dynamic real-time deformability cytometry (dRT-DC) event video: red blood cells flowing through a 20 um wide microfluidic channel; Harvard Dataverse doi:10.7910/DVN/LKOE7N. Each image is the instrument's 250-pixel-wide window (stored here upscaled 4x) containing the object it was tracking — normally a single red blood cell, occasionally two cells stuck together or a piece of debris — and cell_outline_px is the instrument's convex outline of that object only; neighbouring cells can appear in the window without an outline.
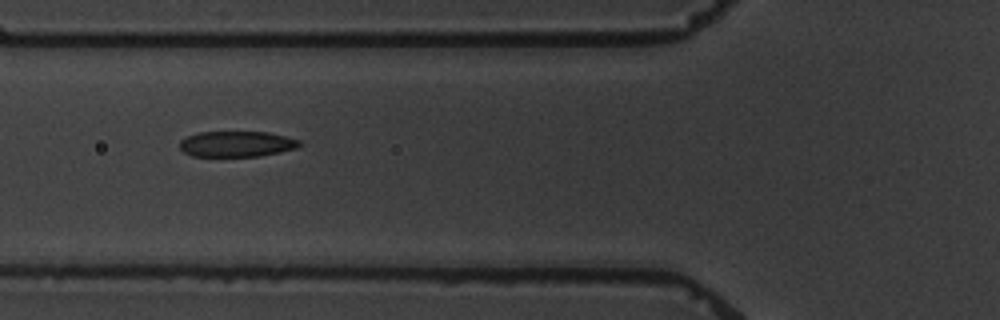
{"species": "common noctule bat (a hibernating species)", "species_latin": "Nyctalus noctula", "temperature_condition": "warm", "stored_images_in_passage": 13, "camera_frame_rate_fps": 3000, "um_per_image_px": 0.085, "animal": {"sex": "male", "body_mass_g": 19.5, "forearm_length_mm": 54.6}, "frame": {"image": 1, "passage_image": 4, "time_ms": 4.333, "image_size_px": [1000, 320], "cell_outline_px": [[300, 144], [296, 148], [280, 152], [260, 156], [192, 156], [184, 152], [180, 148], [180, 140], [196, 132], [268, 132], [300, 140]], "centroid_in_image_um": [20.09, 12.23], "position_along_channel_um": 105.7, "area_um2": 17.86}}
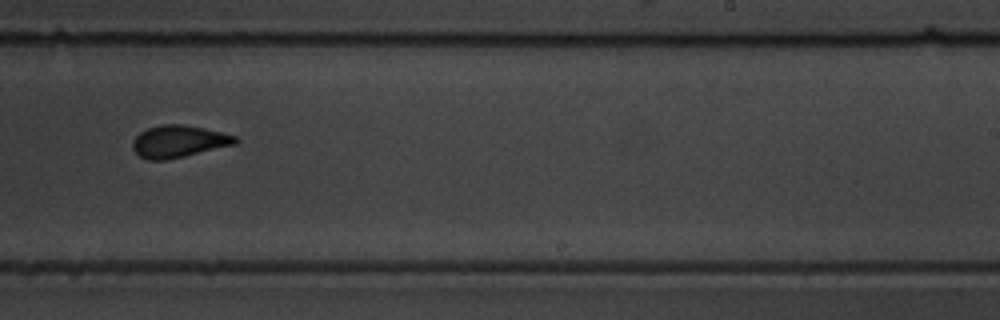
{"frame": {"image": 2, "passage_image": 8, "time_ms": 9.333, "image_size_px": [1000, 320], "cell_outline_px": [[240, 140], [236, 144], [184, 156], [164, 160], [148, 160], [140, 156], [132, 148], [132, 140], [140, 132], [148, 128], [164, 124], [180, 124], [204, 128], [236, 136]], "centroid_in_image_um": [15.18, 12.02], "position_along_channel_um": 273.8, "area_um2": 19.07}}
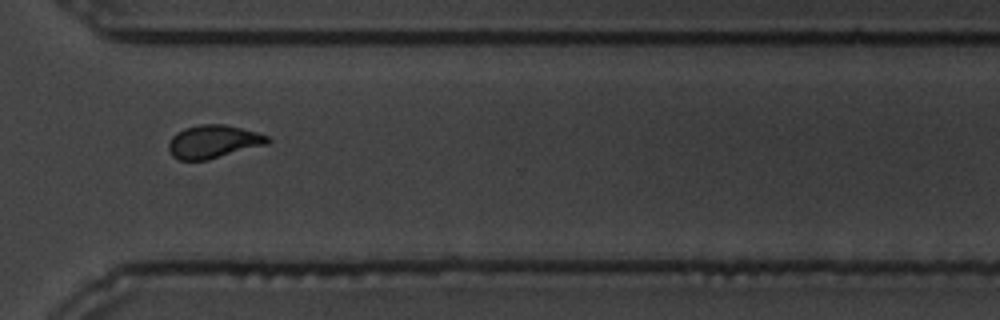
{"frame": {"image": 3, "passage_image": 10, "time_ms": 11.667, "image_size_px": [1000, 320], "cell_outline_px": [[272, 140], [268, 144], [208, 160], [180, 160], [172, 156], [168, 148], [168, 144], [172, 136], [176, 132], [184, 128], [200, 124], [224, 124], [256, 132], [268, 136]], "centroid_in_image_um": [18.13, 12.04], "position_along_channel_um": 352.5, "area_um2": 19.19}, "authors_computed_cell_mechanics": {"area_um2": 18.9584, "velocity_mm_per_s": 3.3735, "shape_relaxation_time_tau1_ms": 5.7381, "shape_relaxation_time_tau2_ms": 2.2366, "deformation_change_tau1": 0.1779, "deformation_change_tau2": 0.0862}}